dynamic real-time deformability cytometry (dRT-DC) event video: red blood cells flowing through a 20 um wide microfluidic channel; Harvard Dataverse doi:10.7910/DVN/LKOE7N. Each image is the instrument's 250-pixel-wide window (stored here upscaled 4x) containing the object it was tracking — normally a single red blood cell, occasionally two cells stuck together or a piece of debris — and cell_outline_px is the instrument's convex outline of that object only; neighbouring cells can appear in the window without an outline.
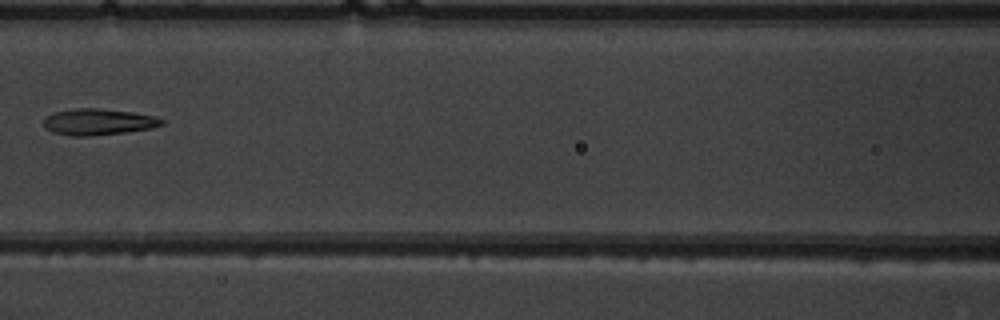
{"species": "common noctule bat (a hibernating species)", "species_latin": "Nyctalus noctula", "temperature_condition": "warm", "stored_images_in_passage": 6, "camera_frame_rate_fps": 3000, "um_per_image_px": 0.085, "animal": {"sex": "male", "body_mass_g": 19.5, "forearm_length_mm": 54.6}, "frame": {"image": 1, "passage_image": 5, "time_ms": 5.0, "image_size_px": [1000, 320], "cell_outline_px": [[164, 124], [152, 128], [124, 132], [84, 136], [72, 136], [52, 132], [44, 128], [44, 116], [52, 112], [76, 108], [96, 108], [132, 112], [156, 116], [164, 120]], "centroid_in_image_um": [8.32, 10.35], "position_along_channel_um": 158.3, "area_um2": 18.15}}
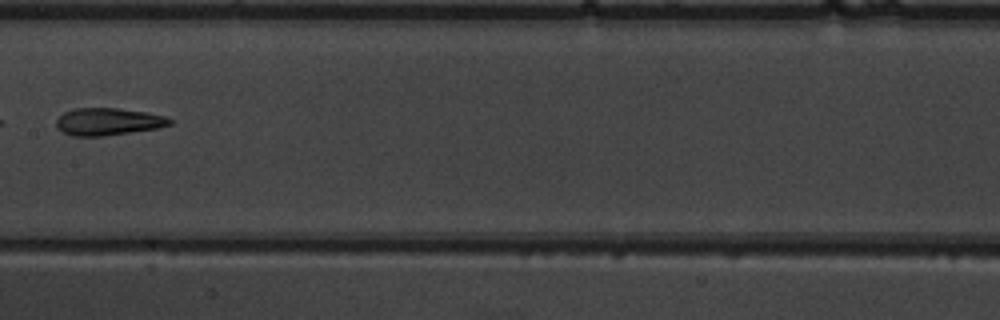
{"frame": {"image": 2, "passage_image": 6, "time_ms": 6.0, "image_size_px": [1000, 320], "cell_outline_px": [[172, 124], [156, 128], [100, 136], [72, 136], [56, 128], [56, 120], [64, 112], [76, 108], [120, 108], [144, 112], [164, 116], [172, 120]], "centroid_in_image_um": [9.15, 10.33], "position_along_channel_um": 198.3, "area_um2": 17.8}}